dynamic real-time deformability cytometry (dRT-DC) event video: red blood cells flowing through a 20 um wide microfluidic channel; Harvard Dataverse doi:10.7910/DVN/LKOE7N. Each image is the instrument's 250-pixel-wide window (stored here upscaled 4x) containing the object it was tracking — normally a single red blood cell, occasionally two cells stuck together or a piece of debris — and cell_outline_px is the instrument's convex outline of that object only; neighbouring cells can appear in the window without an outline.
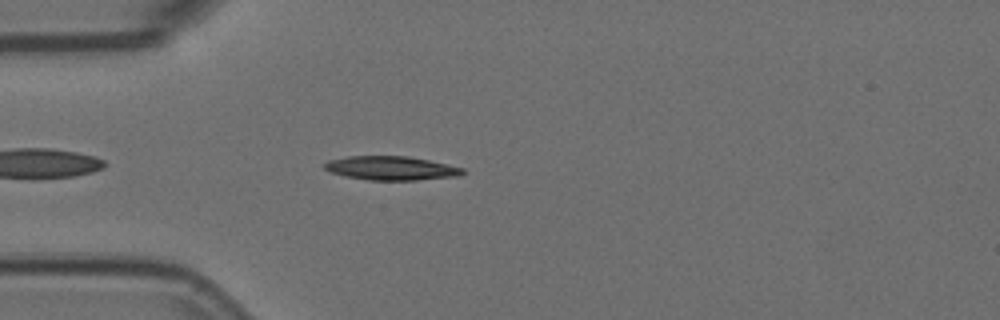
{"species": "Egyptian fruit bat (a non-hibernating species)", "species_latin": "Rousettus aegyptiacus", "temperature_condition": "room temperature", "stored_images_in_passage": 4, "camera_frame_rate_fps": 3000, "um_per_image_px": 0.085, "animal": {"sex": "female"}, "frame": {"image": 1, "passage_image": 4, "time_ms": 1.0, "image_size_px": [1000, 320], "cell_outline_px": [[464, 172], [456, 176], [416, 180], [368, 180], [344, 176], [332, 172], [324, 168], [324, 164], [328, 160], [348, 156], [408, 156], [428, 160], [464, 168]], "centroid_in_image_um": [33.21, 14.29], "position_along_channel_um": 51.8, "area_um2": 19.07}}